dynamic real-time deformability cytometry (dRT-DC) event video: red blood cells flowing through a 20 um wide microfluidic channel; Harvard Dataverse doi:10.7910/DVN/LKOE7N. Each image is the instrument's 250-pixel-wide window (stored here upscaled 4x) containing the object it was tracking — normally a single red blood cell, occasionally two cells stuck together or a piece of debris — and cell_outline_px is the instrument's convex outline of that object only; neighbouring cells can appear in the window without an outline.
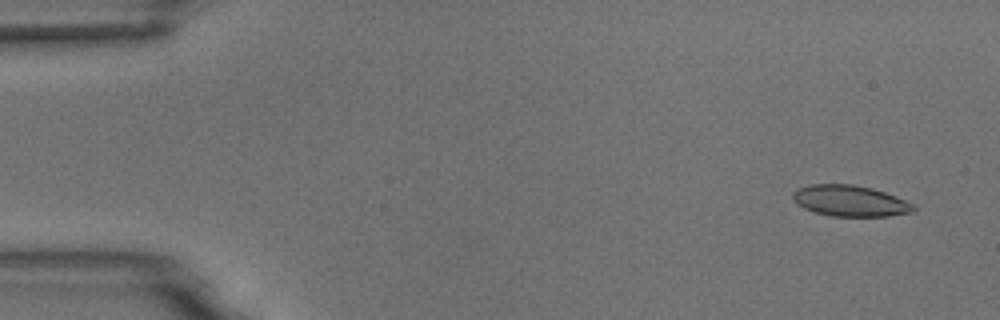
{"species": "common noctule bat (a hibernating species)", "species_latin": "Nyctalus noctula", "temperature_condition": "room temperature", "stored_images_in_passage": 4, "camera_frame_rate_fps": 3000, "um_per_image_px": 0.085, "animal": {"sex": "male", "body_mass_g": 18.8}, "frame": {"image": 1, "passage_image": 1, "time_ms": 0.0, "image_size_px": [1000, 320], "cell_outline_px": [[916, 208], [912, 212], [888, 216], [832, 216], [816, 212], [804, 208], [796, 204], [792, 200], [792, 192], [796, 188], [812, 184], [852, 184], [872, 188], [884, 192], [904, 200], [912, 204]], "centroid_in_image_um": [72.2, 17.06], "position_along_channel_um": 12.8, "area_um2": 21.79}}
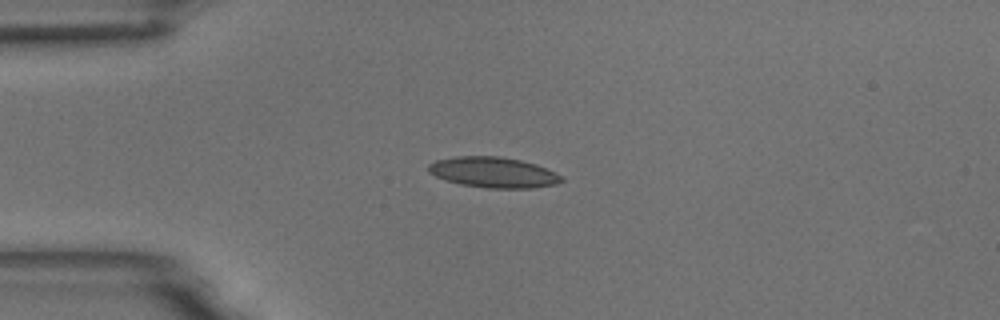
{"frame": {"image": 2, "passage_image": 4, "time_ms": 1.0, "image_size_px": [1000, 320], "cell_outline_px": [[564, 180], [556, 184], [532, 188], [488, 188], [460, 184], [444, 180], [428, 172], [428, 164], [436, 160], [456, 156], [500, 156], [520, 160], [536, 164], [556, 172]], "centroid_in_image_um": [41.92, 14.65], "position_along_channel_um": 43.1, "area_um2": 23.76}}